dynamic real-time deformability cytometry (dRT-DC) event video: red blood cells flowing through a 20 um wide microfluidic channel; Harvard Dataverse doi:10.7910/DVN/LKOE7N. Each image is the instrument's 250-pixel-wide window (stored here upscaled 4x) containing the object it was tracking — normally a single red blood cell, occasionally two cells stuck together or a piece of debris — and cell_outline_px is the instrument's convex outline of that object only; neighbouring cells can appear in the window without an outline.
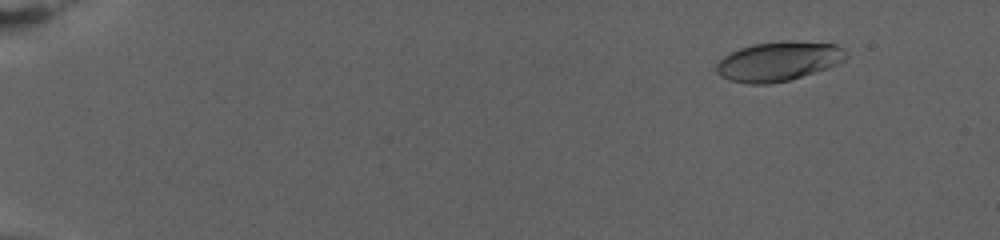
{"species": "human", "species_latin": "Homo sapiens", "temperature_condition": "warm", "stored_images_in_passage": 79, "camera_frame_rate_fps": 3000, "um_per_image_px": 0.085, "donor": {"sex": "female"}, "frame": {"image": 1, "passage_image": 9, "time_ms": 2.667, "image_size_px": [1000, 240], "cell_outline_px": [[848, 56], [840, 64], [828, 68], [788, 80], [772, 84], [748, 84], [728, 80], [720, 76], [716, 72], [716, 64], [724, 56], [740, 48], [752, 44], [788, 40], [792, 40], [836, 44], [848, 52]], "centroid_in_image_um": [66.19, 5.21], "position_along_channel_um": 18.8, "area_um2": 30.06}}
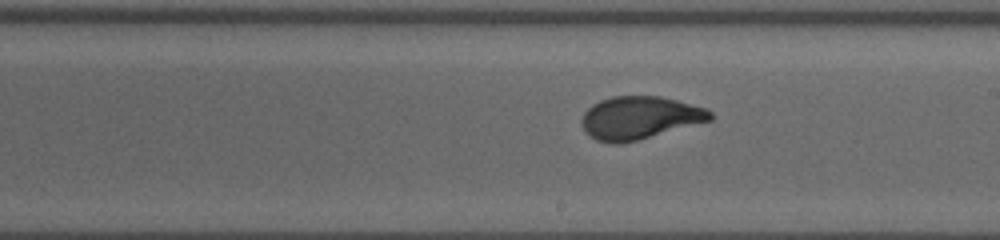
{"frame": {"image": 2, "passage_image": 49, "time_ms": 16.0, "image_size_px": [1000, 240], "cell_outline_px": [[712, 120], [636, 140], [620, 144], [612, 144], [596, 140], [580, 124], [580, 120], [584, 112], [592, 104], [600, 100], [612, 96], [660, 96], [676, 100], [704, 108], [712, 112]], "centroid_in_image_um": [54.33, 10.0], "position_along_channel_um": 234.7, "area_um2": 31.79}}
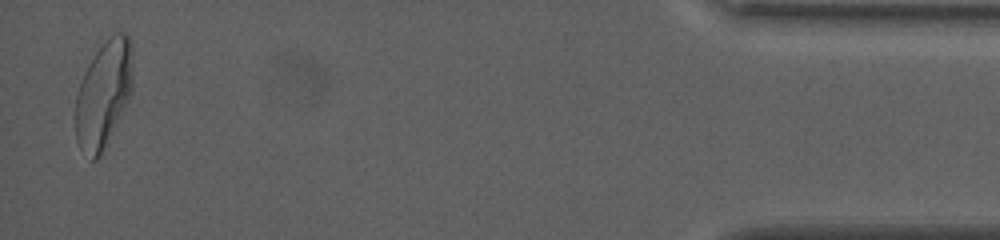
{"frame": {"image": 3, "passage_image": 78, "time_ms": 25.667, "image_size_px": [1000, 240], "cell_outline_px": [[132, 88], [128, 100], [100, 156], [96, 160], [92, 160], [80, 148], [76, 140], [76, 96], [84, 72], [88, 64], [96, 52], [108, 36], [116, 32], [124, 32], [128, 36], [132, 44]], "centroid_in_image_um": [8.81, 7.96], "position_along_channel_um": 426.4, "area_um2": 35.37}, "authors_computed_cell_mechanics": {"area_um2": 31.79, "velocity_mm_per_s": 2.7337, "shape_relaxation_time_tau1_ms": 6.6258, "shape_relaxation_time_tau2_ms": null, "deformation_change_tau1": 0.2246, "deformation_change_tau2": null}}